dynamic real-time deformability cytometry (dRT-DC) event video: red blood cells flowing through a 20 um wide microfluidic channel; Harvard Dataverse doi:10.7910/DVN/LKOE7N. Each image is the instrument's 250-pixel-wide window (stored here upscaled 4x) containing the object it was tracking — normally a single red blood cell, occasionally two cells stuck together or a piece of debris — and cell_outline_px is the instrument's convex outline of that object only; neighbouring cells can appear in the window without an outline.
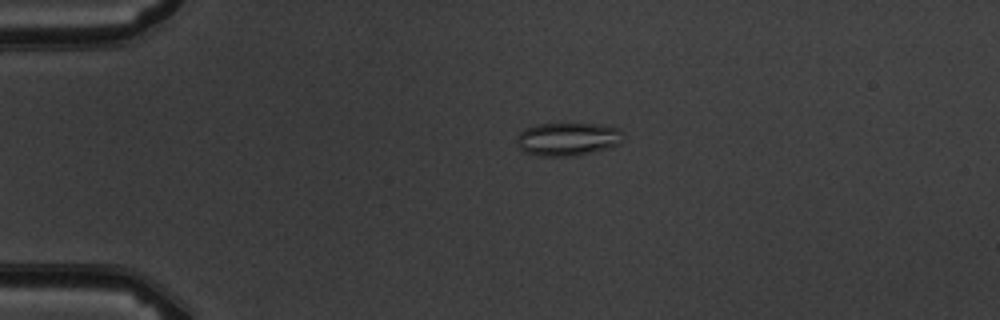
{"species": "common noctule bat (a hibernating species)", "species_latin": "Nyctalus noctula", "temperature_condition": "warm", "stored_images_in_passage": 3, "camera_frame_rate_fps": 3000, "um_per_image_px": 0.085, "animal": {"sex": "male", "body_mass_g": 19.5, "forearm_length_mm": 54.6}, "frame": {"image": 1, "passage_image": 2, "time_ms": 1.0, "image_size_px": [1000, 320], "cell_outline_px": [[620, 144], [612, 148], [576, 156], [540, 156], [524, 152], [516, 144], [516, 140], [520, 132], [536, 124], [600, 124], [620, 128]], "centroid_in_image_um": [48.26, 11.84], "position_along_channel_um": 36.7, "area_um2": 20.63}}